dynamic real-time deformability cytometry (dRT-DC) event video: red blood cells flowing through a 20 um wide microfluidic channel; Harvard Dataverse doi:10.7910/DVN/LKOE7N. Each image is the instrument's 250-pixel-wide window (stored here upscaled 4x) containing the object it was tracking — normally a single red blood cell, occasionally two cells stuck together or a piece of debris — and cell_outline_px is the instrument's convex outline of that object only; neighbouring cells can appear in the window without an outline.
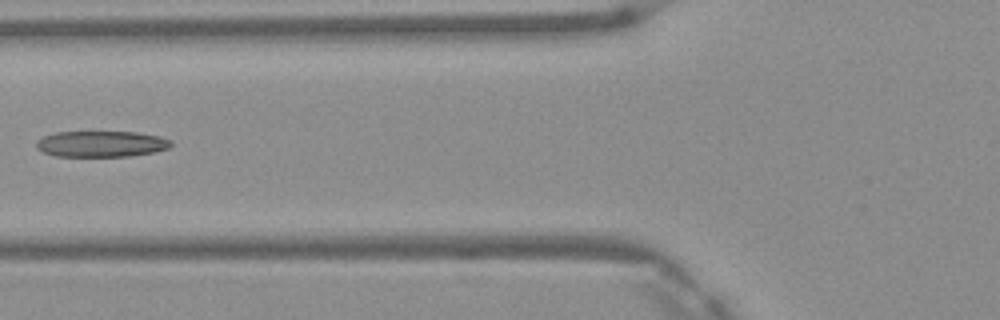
{"species": "Egyptian fruit bat (a non-hibernating species)", "species_latin": "Rousettus aegyptiacus", "temperature_condition": "warm", "stored_images_in_passage": 7, "camera_frame_rate_fps": 3000, "um_per_image_px": 0.085, "frame": {"image": 1, "passage_image": 6, "time_ms": 1.667, "image_size_px": [1000, 320], "cell_outline_px": [[172, 144], [168, 148], [152, 152], [132, 156], [56, 156], [40, 152], [36, 148], [36, 140], [44, 136], [56, 132], [136, 132], [160, 136], [168, 140]], "centroid_in_image_um": [8.55, 12.23], "position_along_channel_um": 117.3, "area_um2": 20.4}}
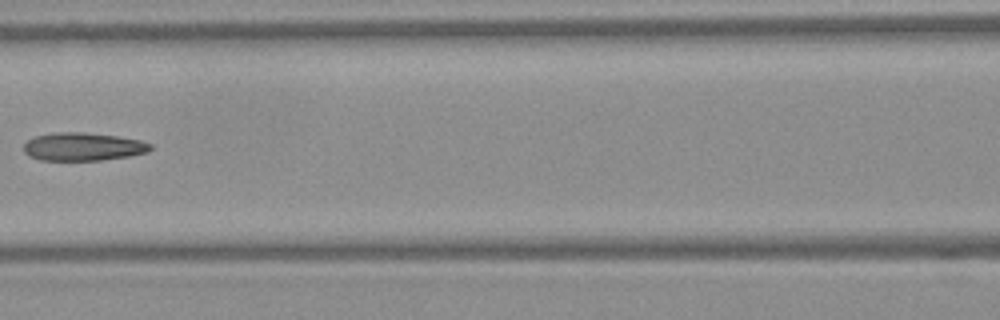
{"frame": {"image": 2, "passage_image": 7, "time_ms": 2.0, "image_size_px": [1000, 320], "cell_outline_px": [[152, 148], [148, 152], [128, 156], [100, 160], [40, 160], [28, 156], [24, 152], [24, 144], [28, 140], [36, 136], [56, 132], [84, 132], [116, 136], [140, 140], [152, 144]], "centroid_in_image_um": [7.05, 12.47], "position_along_channel_um": 159.6, "area_um2": 20.69}}